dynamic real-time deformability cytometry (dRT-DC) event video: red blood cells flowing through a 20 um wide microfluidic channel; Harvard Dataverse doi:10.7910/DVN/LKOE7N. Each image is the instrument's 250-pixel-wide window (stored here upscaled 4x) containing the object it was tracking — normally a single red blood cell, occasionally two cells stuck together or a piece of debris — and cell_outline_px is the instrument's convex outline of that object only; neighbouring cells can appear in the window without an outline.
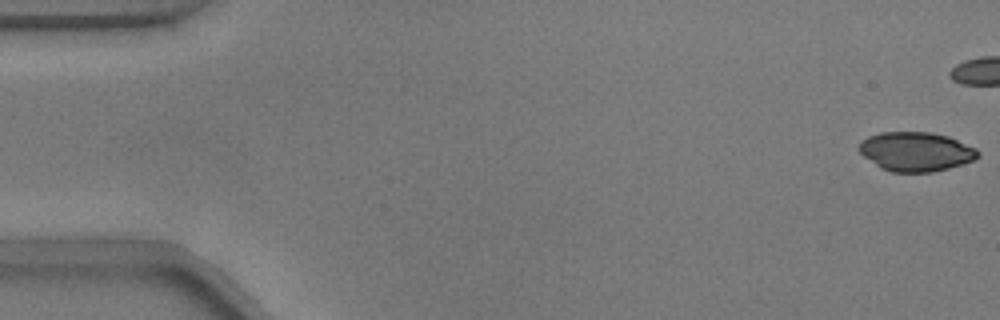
{"species": "common noctule bat (a hibernating species)", "species_latin": "Nyctalus noctula", "temperature_condition": "warm", "stored_images_in_passage": 42, "camera_frame_rate_fps": 3000, "um_per_image_px": 0.085, "animal": {"sex": "male", "body_mass_g": 17.9}, "frame": {"image": 1, "passage_image": 1, "time_ms": 0.0, "image_size_px": [1000, 320], "cell_outline_px": [[980, 156], [976, 160], [948, 168], [932, 172], [892, 172], [880, 168], [864, 156], [860, 152], [860, 144], [868, 136], [880, 132], [932, 132], [948, 136], [976, 148], [980, 152]], "centroid_in_image_um": [77.89, 12.89], "position_along_channel_um": 7.1, "area_um2": 27.17}}
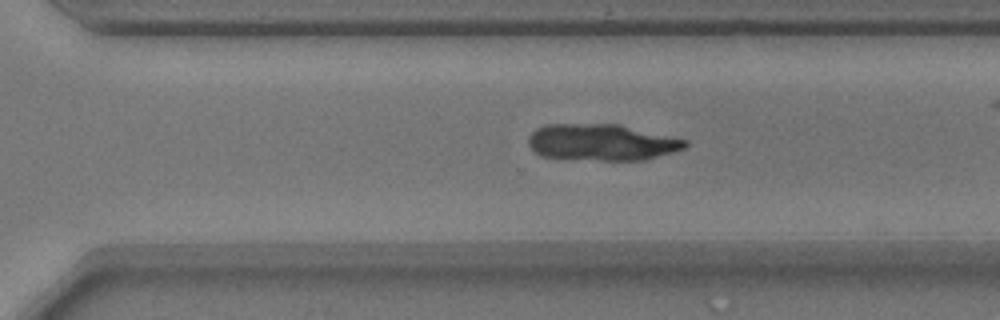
{"frame": {"image": 2, "passage_image": 37, "time_ms": 12.0, "image_size_px": [1000, 320], "cell_outline_px": [[688, 144], [684, 148], [672, 152], [644, 160], [600, 160], [540, 156], [528, 144], [528, 136], [536, 128], [544, 124], [620, 124], [688, 140]], "centroid_in_image_um": [51.14, 12.08], "position_along_channel_um": 319.5, "area_um2": 33.29}}
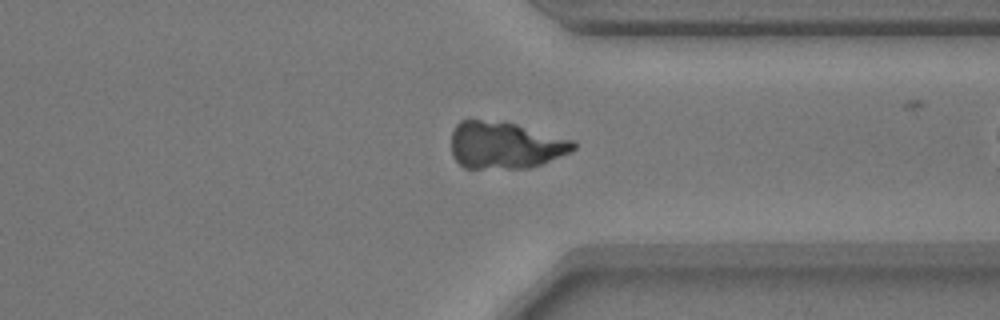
{"frame": {"image": 3, "passage_image": 41, "time_ms": 13.333, "image_size_px": [1000, 320], "cell_outline_px": [[576, 148], [572, 152], [540, 164], [528, 168], [464, 168], [452, 156], [452, 132], [456, 124], [460, 120], [480, 120], [516, 124], [576, 140]], "centroid_in_image_um": [42.96, 12.35], "position_along_channel_um": 368.4, "area_um2": 33.47}}